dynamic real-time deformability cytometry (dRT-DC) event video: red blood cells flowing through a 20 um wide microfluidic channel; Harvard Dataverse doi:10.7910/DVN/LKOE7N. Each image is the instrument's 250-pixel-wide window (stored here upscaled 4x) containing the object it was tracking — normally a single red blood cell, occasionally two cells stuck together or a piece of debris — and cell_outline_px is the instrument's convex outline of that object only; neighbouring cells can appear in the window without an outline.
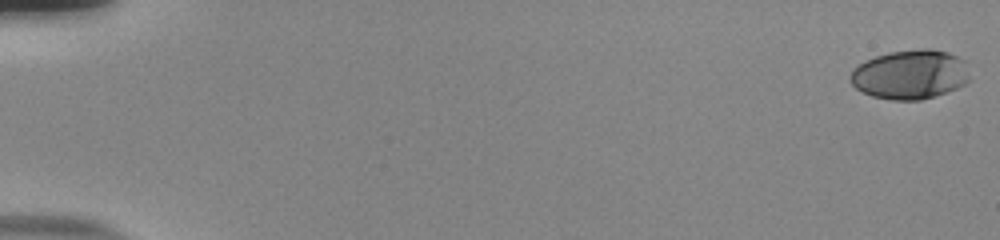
{"species": "human", "species_latin": "Homo sapiens", "temperature_condition": "room temperature", "stored_images_in_passage": 55, "camera_frame_rate_fps": 3000, "um_per_image_px": 0.085, "donor": {"sex": "male"}, "frame": {"image": 1, "passage_image": 1, "time_ms": 0.0, "image_size_px": [1000, 240], "cell_outline_px": [[968, 80], [964, 84], [956, 88], [920, 100], [892, 100], [872, 96], [856, 88], [848, 80], [852, 68], [876, 56], [888, 52], [920, 48], [932, 48], [948, 52], [964, 60], [968, 76]], "centroid_in_image_um": [77.33, 6.32], "position_along_channel_um": 7.7, "area_um2": 34.16}}
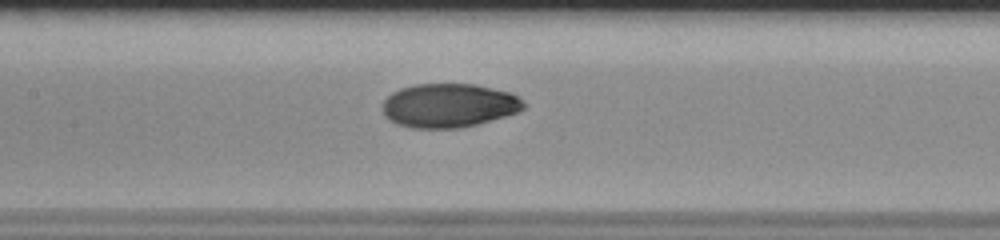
{"frame": {"image": 2, "passage_image": 28, "time_ms": 9.0, "image_size_px": [1000, 240], "cell_outline_px": [[528, 104], [524, 108], [516, 112], [504, 116], [476, 124], [460, 128], [412, 128], [396, 124], [388, 120], [384, 116], [380, 108], [380, 104], [392, 92], [400, 88], [416, 84], [472, 84], [492, 88], [508, 92], [516, 96]], "centroid_in_image_um": [38.08, 8.97], "position_along_channel_um": 169.3, "area_um2": 36.24}}
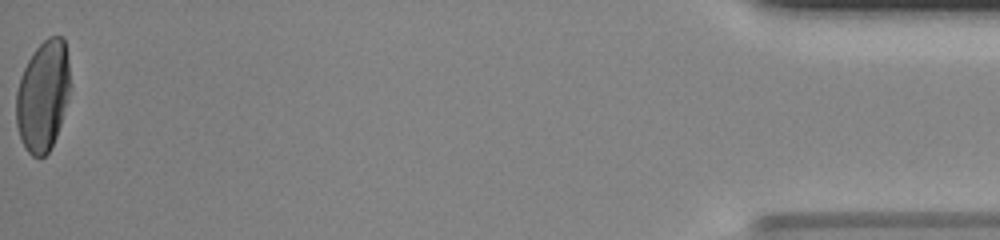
{"frame": {"image": 3, "passage_image": 55, "time_ms": 18.0, "image_size_px": [1000, 240], "cell_outline_px": [[72, 88], [56, 136], [48, 152], [44, 156], [32, 156], [24, 148], [20, 140], [16, 124], [16, 92], [20, 76], [32, 52], [48, 36], [60, 36], [64, 40], [68, 60]], "centroid_in_image_um": [3.65, 8.14], "position_along_channel_um": 431.5, "area_um2": 35.14}, "authors_computed_cell_mechanics": {"area_um2": 35.6626, "velocity_mm_per_s": 3.8893, "shape_relaxation_time_tau1_ms": 5.8844, "shape_relaxation_time_tau2_ms": 1.7997, "deformation_change_tau1": 0.2129, "deformation_change_tau2": 0.0226}}